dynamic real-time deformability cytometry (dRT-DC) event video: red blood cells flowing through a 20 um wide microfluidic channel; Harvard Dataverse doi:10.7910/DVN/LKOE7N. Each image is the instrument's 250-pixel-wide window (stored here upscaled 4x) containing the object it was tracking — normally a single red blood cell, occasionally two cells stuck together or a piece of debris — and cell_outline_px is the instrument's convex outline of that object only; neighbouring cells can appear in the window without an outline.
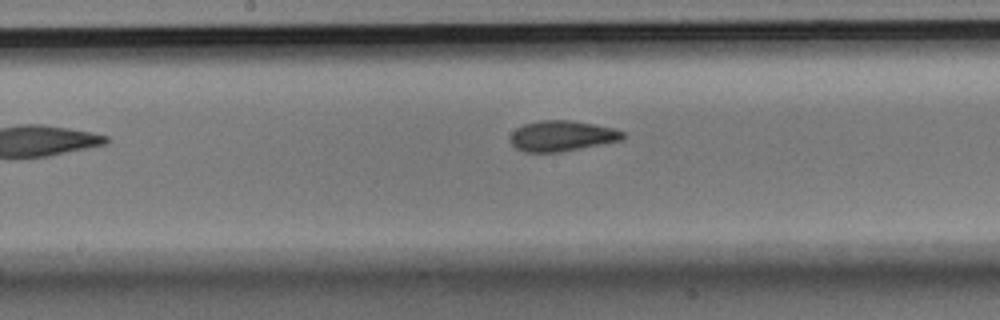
{"species": "Egyptian fruit bat (a non-hibernating species)", "species_latin": "Rousettus aegyptiacus", "temperature_condition": "room temperature", "stored_images_in_passage": 8, "camera_frame_rate_fps": 3000, "um_per_image_px": 0.085, "animal": {"sex": "male"}, "frame": {"image": 1, "passage_image": 7, "time_ms": 2.0, "image_size_px": [1000, 320], "cell_outline_px": [[628, 136], [624, 140], [560, 152], [524, 152], [516, 148], [512, 144], [512, 132], [516, 128], [524, 124], [540, 120], [572, 120], [612, 128], [624, 132]], "centroid_in_image_um": [47.8, 11.55], "position_along_channel_um": 200.4, "area_um2": 20.06}}
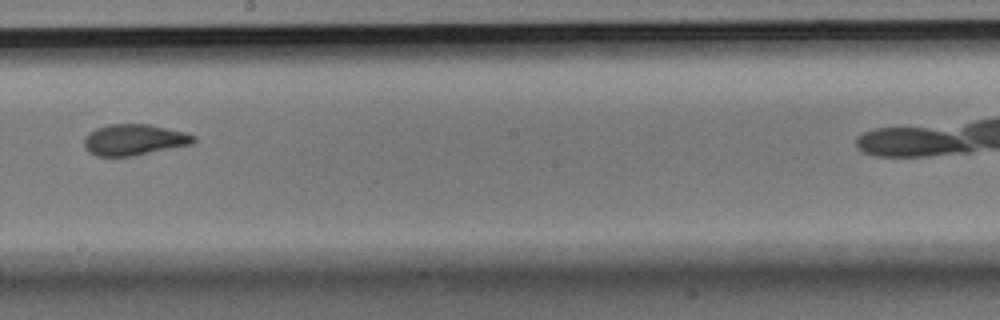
{"frame": {"image": 2, "passage_image": 8, "time_ms": 2.333, "image_size_px": [1000, 320], "cell_outline_px": [[196, 140], [192, 144], [132, 156], [96, 156], [88, 152], [84, 148], [84, 136], [88, 132], [96, 128], [108, 124], [148, 124], [184, 132], [196, 136]], "centroid_in_image_um": [11.35, 11.88], "position_along_channel_um": 236.8, "area_um2": 19.88}}